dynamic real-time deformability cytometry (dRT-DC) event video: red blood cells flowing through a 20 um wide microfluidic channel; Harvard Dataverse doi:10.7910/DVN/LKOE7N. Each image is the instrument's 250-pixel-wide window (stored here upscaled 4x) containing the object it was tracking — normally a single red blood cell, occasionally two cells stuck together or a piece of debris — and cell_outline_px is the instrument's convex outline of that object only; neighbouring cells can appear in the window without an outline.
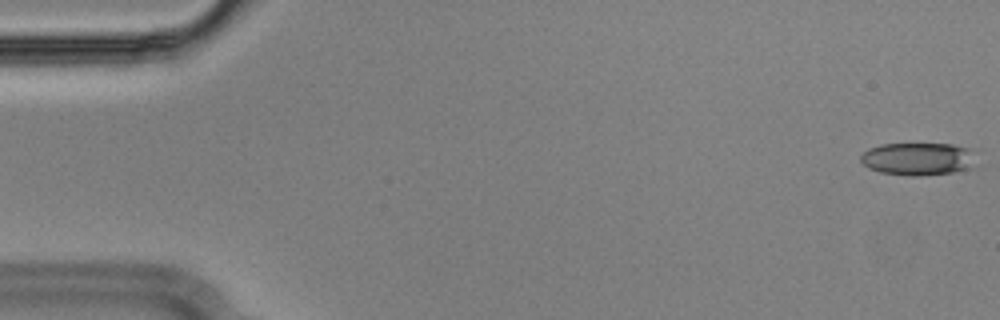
{"species": "Egyptian fruit bat (a non-hibernating species)", "species_latin": "Rousettus aegyptiacus", "temperature_condition": "cold", "stored_images_in_passage": 56, "camera_frame_rate_fps": 3000, "um_per_image_px": 0.085, "animal": {"sex": "male"}, "frame": {"image": 1, "passage_image": 1, "time_ms": 0.0, "image_size_px": [1000, 320], "cell_outline_px": [[972, 168], [952, 172], [920, 176], [908, 176], [880, 172], [868, 168], [860, 160], [860, 156], [868, 148], [880, 144], [952, 144], [972, 148]], "centroid_in_image_um": [77.99, 13.5], "position_along_channel_um": 7.0, "area_um2": 22.02}}
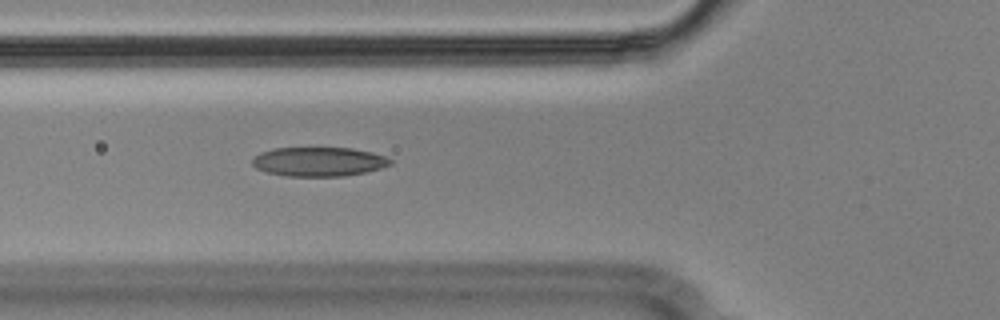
{"frame": {"image": 2, "passage_image": 20, "time_ms": 6.333, "image_size_px": [1000, 320], "cell_outline_px": [[392, 164], [380, 168], [364, 172], [344, 176], [288, 176], [268, 172], [256, 168], [252, 164], [252, 160], [260, 152], [276, 148], [352, 148], [372, 152], [384, 156], [392, 160]], "centroid_in_image_um": [27.1, 13.74], "position_along_channel_um": 98.7, "area_um2": 23.29}}
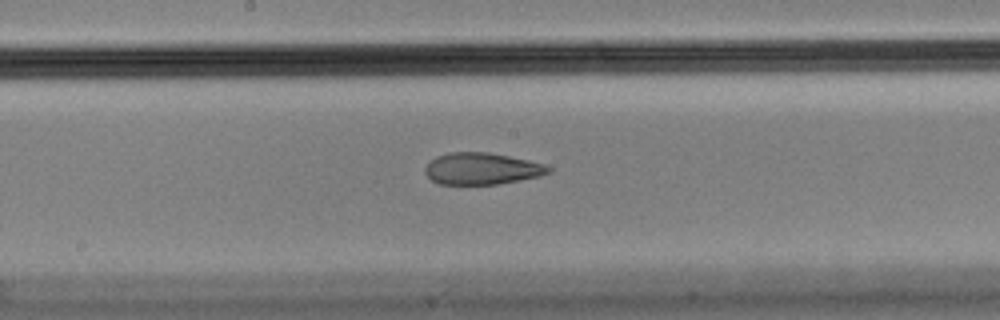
{"frame": {"image": 3, "passage_image": 29, "time_ms": 9.333, "image_size_px": [1000, 320], "cell_outline_px": [[552, 172], [540, 176], [520, 180], [496, 184], [440, 184], [432, 180], [424, 172], [424, 168], [436, 156], [448, 152], [488, 152], [528, 160], [544, 164], [552, 168]], "centroid_in_image_um": [40.96, 14.33], "position_along_channel_um": 207.2, "area_um2": 22.77}, "authors_computed_cell_mechanics": {"area_um2": 23.698, "velocity_mm_per_s": 3.5958, "shape_relaxation_time_tau1_ms": null, "shape_relaxation_time_tau2_ms": 2.6268, "deformation_change_tau1": null, "deformation_change_tau2": 0.1118}}